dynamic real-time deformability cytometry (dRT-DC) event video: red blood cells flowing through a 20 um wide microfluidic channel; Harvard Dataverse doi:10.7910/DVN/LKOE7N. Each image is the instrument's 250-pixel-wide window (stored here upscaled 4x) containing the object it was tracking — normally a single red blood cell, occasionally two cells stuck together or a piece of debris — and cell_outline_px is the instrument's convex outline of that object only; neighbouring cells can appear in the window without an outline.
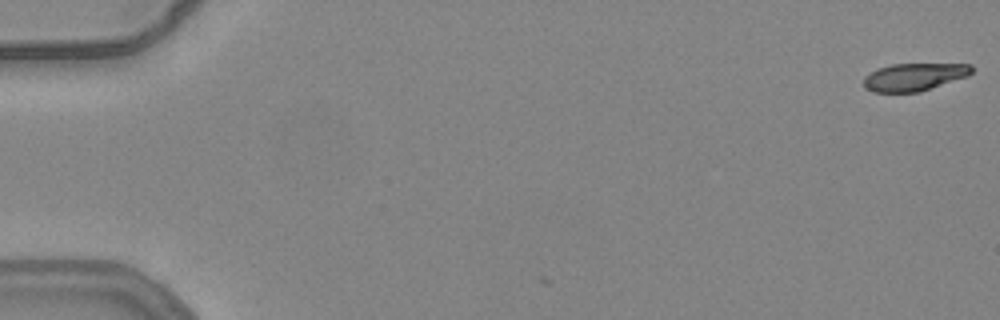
{"species": "common noctule bat (a hibernating species)", "species_latin": "Nyctalus noctula", "temperature_condition": "warm", "stored_images_in_passage": 12, "camera_frame_rate_fps": 3000, "um_per_image_px": 0.085, "animal": {"sex": "female", "body_mass_g": 24.6, "forearm_length_mm": 56.2}, "frame": {"image": 1, "passage_image": 1, "time_ms": 0.0, "image_size_px": [1000, 320], "cell_outline_px": [[972, 72], [968, 76], [920, 92], [872, 92], [864, 84], [864, 76], [880, 68], [892, 64], [972, 64]], "centroid_in_image_um": [77.73, 6.54], "position_along_channel_um": 7.3, "area_um2": 17.22}}